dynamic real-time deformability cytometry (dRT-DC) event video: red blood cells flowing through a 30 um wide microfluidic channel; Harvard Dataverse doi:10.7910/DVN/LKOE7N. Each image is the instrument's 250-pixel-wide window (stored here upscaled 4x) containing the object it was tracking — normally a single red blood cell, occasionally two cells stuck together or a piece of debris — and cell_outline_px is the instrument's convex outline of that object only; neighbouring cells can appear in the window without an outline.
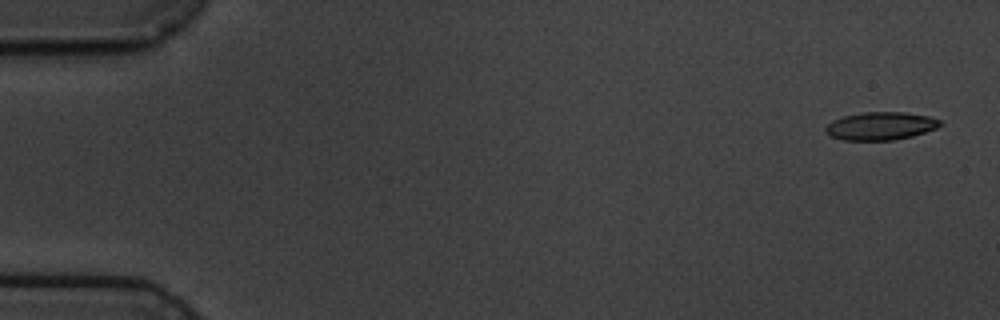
{"species": "common noctule bat (a hibernating species)", "species_latin": "Nyctalus noctula", "temperature_condition": "cold", "stored_images_in_passage": 5, "camera_frame_rate_fps": 3000, "um_per_image_px": 0.085, "animal": {"sex": "male", "body_mass_g": 19.5, "forearm_length_mm": 54.6}, "frame": {"image": 1, "passage_image": 1, "time_ms": 0.0, "image_size_px": [1000, 320], "cell_outline_px": [[944, 124], [936, 128], [912, 136], [892, 140], [844, 140], [832, 136], [824, 132], [824, 128], [832, 120], [844, 116], [864, 112], [904, 112], [928, 116], [940, 120]], "centroid_in_image_um": [74.85, 10.7], "position_along_channel_um": 10.2, "area_um2": 18.61}}
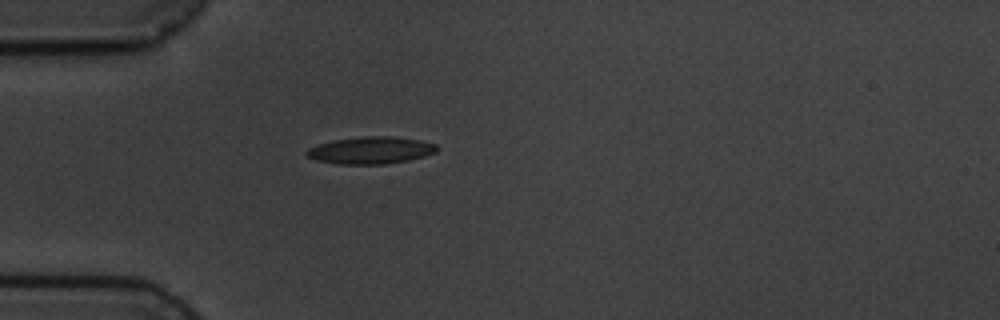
{"frame": {"image": 2, "passage_image": 5, "time_ms": 4.667, "image_size_px": [1000, 320], "cell_outline_px": [[436, 152], [424, 156], [408, 160], [384, 164], [336, 164], [316, 160], [308, 156], [304, 152], [308, 148], [320, 144], [336, 140], [364, 136], [388, 136], [420, 140], [436, 144]], "centroid_in_image_um": [31.5, 12.78], "position_along_channel_um": 53.5, "area_um2": 20.35}}